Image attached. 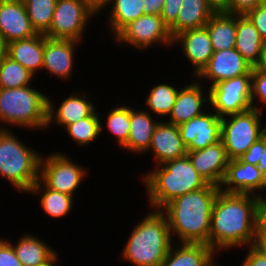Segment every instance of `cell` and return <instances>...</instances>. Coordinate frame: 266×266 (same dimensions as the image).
<instances>
[{
  "mask_svg": "<svg viewBox=\"0 0 266 266\" xmlns=\"http://www.w3.org/2000/svg\"><path fill=\"white\" fill-rule=\"evenodd\" d=\"M259 200L260 197L251 194L219 191L212 208L209 234V246L219 256L236 247L242 250L254 246Z\"/></svg>",
  "mask_w": 266,
  "mask_h": 266,
  "instance_id": "cell-1",
  "label": "cell"
},
{
  "mask_svg": "<svg viewBox=\"0 0 266 266\" xmlns=\"http://www.w3.org/2000/svg\"><path fill=\"white\" fill-rule=\"evenodd\" d=\"M219 191L218 186L208 184L176 197L161 209L167 217L172 239L176 238L173 241L209 245L212 208Z\"/></svg>",
  "mask_w": 266,
  "mask_h": 266,
  "instance_id": "cell-2",
  "label": "cell"
},
{
  "mask_svg": "<svg viewBox=\"0 0 266 266\" xmlns=\"http://www.w3.org/2000/svg\"><path fill=\"white\" fill-rule=\"evenodd\" d=\"M148 210L133 226L120 251L122 261L134 266H160L174 243L165 214Z\"/></svg>",
  "mask_w": 266,
  "mask_h": 266,
  "instance_id": "cell-3",
  "label": "cell"
},
{
  "mask_svg": "<svg viewBox=\"0 0 266 266\" xmlns=\"http://www.w3.org/2000/svg\"><path fill=\"white\" fill-rule=\"evenodd\" d=\"M140 177L148 194V208L154 210H161L176 197L208 185L187 155L154 166L148 172L144 171Z\"/></svg>",
  "mask_w": 266,
  "mask_h": 266,
  "instance_id": "cell-4",
  "label": "cell"
},
{
  "mask_svg": "<svg viewBox=\"0 0 266 266\" xmlns=\"http://www.w3.org/2000/svg\"><path fill=\"white\" fill-rule=\"evenodd\" d=\"M35 86L0 88V129L45 131L48 95Z\"/></svg>",
  "mask_w": 266,
  "mask_h": 266,
  "instance_id": "cell-5",
  "label": "cell"
},
{
  "mask_svg": "<svg viewBox=\"0 0 266 266\" xmlns=\"http://www.w3.org/2000/svg\"><path fill=\"white\" fill-rule=\"evenodd\" d=\"M12 130L0 129V173L15 191L28 194L39 180L42 153L22 142Z\"/></svg>",
  "mask_w": 266,
  "mask_h": 266,
  "instance_id": "cell-6",
  "label": "cell"
},
{
  "mask_svg": "<svg viewBox=\"0 0 266 266\" xmlns=\"http://www.w3.org/2000/svg\"><path fill=\"white\" fill-rule=\"evenodd\" d=\"M264 113L250 110L221 118V140L229 160L238 159L249 147L266 133V123L262 124Z\"/></svg>",
  "mask_w": 266,
  "mask_h": 266,
  "instance_id": "cell-7",
  "label": "cell"
},
{
  "mask_svg": "<svg viewBox=\"0 0 266 266\" xmlns=\"http://www.w3.org/2000/svg\"><path fill=\"white\" fill-rule=\"evenodd\" d=\"M98 16L93 0H57L46 37L84 42L86 28Z\"/></svg>",
  "mask_w": 266,
  "mask_h": 266,
  "instance_id": "cell-8",
  "label": "cell"
},
{
  "mask_svg": "<svg viewBox=\"0 0 266 266\" xmlns=\"http://www.w3.org/2000/svg\"><path fill=\"white\" fill-rule=\"evenodd\" d=\"M71 158L61 151L48 153L47 156L42 152L39 179L52 190L75 196L90 169Z\"/></svg>",
  "mask_w": 266,
  "mask_h": 266,
  "instance_id": "cell-9",
  "label": "cell"
},
{
  "mask_svg": "<svg viewBox=\"0 0 266 266\" xmlns=\"http://www.w3.org/2000/svg\"><path fill=\"white\" fill-rule=\"evenodd\" d=\"M114 40V41H113ZM115 44L122 47H134L142 52L161 46L170 50L173 38L169 27L159 15L147 14L127 24L113 39Z\"/></svg>",
  "mask_w": 266,
  "mask_h": 266,
  "instance_id": "cell-10",
  "label": "cell"
},
{
  "mask_svg": "<svg viewBox=\"0 0 266 266\" xmlns=\"http://www.w3.org/2000/svg\"><path fill=\"white\" fill-rule=\"evenodd\" d=\"M209 89V108L220 118L252 108L251 74L220 81Z\"/></svg>",
  "mask_w": 266,
  "mask_h": 266,
  "instance_id": "cell-11",
  "label": "cell"
},
{
  "mask_svg": "<svg viewBox=\"0 0 266 266\" xmlns=\"http://www.w3.org/2000/svg\"><path fill=\"white\" fill-rule=\"evenodd\" d=\"M219 189L263 198L266 195V177L257 165L245 163L240 158L229 160Z\"/></svg>",
  "mask_w": 266,
  "mask_h": 266,
  "instance_id": "cell-12",
  "label": "cell"
},
{
  "mask_svg": "<svg viewBox=\"0 0 266 266\" xmlns=\"http://www.w3.org/2000/svg\"><path fill=\"white\" fill-rule=\"evenodd\" d=\"M70 93V95H66L60 104H57L59 105L57 107L52 100V96L48 95L47 130L53 124V126L56 124L64 129L67 125L89 117L95 110L98 109L97 106L94 105L96 103H93L90 98V95L92 94L88 91H83V89L80 91L78 88L77 91L75 90Z\"/></svg>",
  "mask_w": 266,
  "mask_h": 266,
  "instance_id": "cell-13",
  "label": "cell"
},
{
  "mask_svg": "<svg viewBox=\"0 0 266 266\" xmlns=\"http://www.w3.org/2000/svg\"><path fill=\"white\" fill-rule=\"evenodd\" d=\"M252 68L253 66L235 48L214 51L208 64L196 78L206 87L209 84V88L220 81L252 74Z\"/></svg>",
  "mask_w": 266,
  "mask_h": 266,
  "instance_id": "cell-14",
  "label": "cell"
},
{
  "mask_svg": "<svg viewBox=\"0 0 266 266\" xmlns=\"http://www.w3.org/2000/svg\"><path fill=\"white\" fill-rule=\"evenodd\" d=\"M187 151L206 148L221 140V118L210 108L199 116L179 125Z\"/></svg>",
  "mask_w": 266,
  "mask_h": 266,
  "instance_id": "cell-15",
  "label": "cell"
},
{
  "mask_svg": "<svg viewBox=\"0 0 266 266\" xmlns=\"http://www.w3.org/2000/svg\"><path fill=\"white\" fill-rule=\"evenodd\" d=\"M188 81V84L179 87L176 101L169 116L165 119L168 123L179 126L201 115L209 108V89L197 78ZM205 89V90H204Z\"/></svg>",
  "mask_w": 266,
  "mask_h": 266,
  "instance_id": "cell-16",
  "label": "cell"
},
{
  "mask_svg": "<svg viewBox=\"0 0 266 266\" xmlns=\"http://www.w3.org/2000/svg\"><path fill=\"white\" fill-rule=\"evenodd\" d=\"M81 42L70 39H52L44 35V55L42 72L61 80H71L77 54L75 51ZM77 48V49H76ZM75 57V58H74Z\"/></svg>",
  "mask_w": 266,
  "mask_h": 266,
  "instance_id": "cell-17",
  "label": "cell"
},
{
  "mask_svg": "<svg viewBox=\"0 0 266 266\" xmlns=\"http://www.w3.org/2000/svg\"><path fill=\"white\" fill-rule=\"evenodd\" d=\"M179 45V46H178ZM178 46L181 54L190 63L193 72L192 77L196 78L206 67L213 54L212 42L207 28L200 27L184 31L173 38L172 47Z\"/></svg>",
  "mask_w": 266,
  "mask_h": 266,
  "instance_id": "cell-18",
  "label": "cell"
},
{
  "mask_svg": "<svg viewBox=\"0 0 266 266\" xmlns=\"http://www.w3.org/2000/svg\"><path fill=\"white\" fill-rule=\"evenodd\" d=\"M153 156L154 166L163 165L187 155V149L182 142L179 126L160 120L152 135L149 149L143 154Z\"/></svg>",
  "mask_w": 266,
  "mask_h": 266,
  "instance_id": "cell-19",
  "label": "cell"
},
{
  "mask_svg": "<svg viewBox=\"0 0 266 266\" xmlns=\"http://www.w3.org/2000/svg\"><path fill=\"white\" fill-rule=\"evenodd\" d=\"M187 156L208 184L220 186L229 162L222 140L203 149L187 151Z\"/></svg>",
  "mask_w": 266,
  "mask_h": 266,
  "instance_id": "cell-20",
  "label": "cell"
},
{
  "mask_svg": "<svg viewBox=\"0 0 266 266\" xmlns=\"http://www.w3.org/2000/svg\"><path fill=\"white\" fill-rule=\"evenodd\" d=\"M0 34L7 44L37 35L24 3L0 0Z\"/></svg>",
  "mask_w": 266,
  "mask_h": 266,
  "instance_id": "cell-21",
  "label": "cell"
},
{
  "mask_svg": "<svg viewBox=\"0 0 266 266\" xmlns=\"http://www.w3.org/2000/svg\"><path fill=\"white\" fill-rule=\"evenodd\" d=\"M144 109L130 107V132L127 142L120 148L130 154H144L151 144L152 135L160 119Z\"/></svg>",
  "mask_w": 266,
  "mask_h": 266,
  "instance_id": "cell-22",
  "label": "cell"
},
{
  "mask_svg": "<svg viewBox=\"0 0 266 266\" xmlns=\"http://www.w3.org/2000/svg\"><path fill=\"white\" fill-rule=\"evenodd\" d=\"M216 257L207 244L174 242L160 266H208Z\"/></svg>",
  "mask_w": 266,
  "mask_h": 266,
  "instance_id": "cell-23",
  "label": "cell"
},
{
  "mask_svg": "<svg viewBox=\"0 0 266 266\" xmlns=\"http://www.w3.org/2000/svg\"><path fill=\"white\" fill-rule=\"evenodd\" d=\"M143 5L144 0H106L98 8V15L102 14L103 9H109L106 12V28L114 38L127 24L144 15Z\"/></svg>",
  "mask_w": 266,
  "mask_h": 266,
  "instance_id": "cell-24",
  "label": "cell"
},
{
  "mask_svg": "<svg viewBox=\"0 0 266 266\" xmlns=\"http://www.w3.org/2000/svg\"><path fill=\"white\" fill-rule=\"evenodd\" d=\"M44 35L13 41L8 44L7 56L18 62L35 77L43 68Z\"/></svg>",
  "mask_w": 266,
  "mask_h": 266,
  "instance_id": "cell-25",
  "label": "cell"
},
{
  "mask_svg": "<svg viewBox=\"0 0 266 266\" xmlns=\"http://www.w3.org/2000/svg\"><path fill=\"white\" fill-rule=\"evenodd\" d=\"M24 235V236H23ZM37 234L25 233L15 243L6 239L12 246L17 258L24 266H40L48 262L57 252ZM19 239V240H18Z\"/></svg>",
  "mask_w": 266,
  "mask_h": 266,
  "instance_id": "cell-26",
  "label": "cell"
},
{
  "mask_svg": "<svg viewBox=\"0 0 266 266\" xmlns=\"http://www.w3.org/2000/svg\"><path fill=\"white\" fill-rule=\"evenodd\" d=\"M176 22L169 28L172 38L195 28L204 27L216 13L207 0H182Z\"/></svg>",
  "mask_w": 266,
  "mask_h": 266,
  "instance_id": "cell-27",
  "label": "cell"
},
{
  "mask_svg": "<svg viewBox=\"0 0 266 266\" xmlns=\"http://www.w3.org/2000/svg\"><path fill=\"white\" fill-rule=\"evenodd\" d=\"M264 40L246 15H236L235 49L253 67L259 62Z\"/></svg>",
  "mask_w": 266,
  "mask_h": 266,
  "instance_id": "cell-28",
  "label": "cell"
},
{
  "mask_svg": "<svg viewBox=\"0 0 266 266\" xmlns=\"http://www.w3.org/2000/svg\"><path fill=\"white\" fill-rule=\"evenodd\" d=\"M29 194L40 196L38 203L42 212L52 219H62L74 208V196L48 188L40 179L31 187Z\"/></svg>",
  "mask_w": 266,
  "mask_h": 266,
  "instance_id": "cell-29",
  "label": "cell"
},
{
  "mask_svg": "<svg viewBox=\"0 0 266 266\" xmlns=\"http://www.w3.org/2000/svg\"><path fill=\"white\" fill-rule=\"evenodd\" d=\"M210 35L213 51L235 48L236 15L216 12L205 25Z\"/></svg>",
  "mask_w": 266,
  "mask_h": 266,
  "instance_id": "cell-30",
  "label": "cell"
},
{
  "mask_svg": "<svg viewBox=\"0 0 266 266\" xmlns=\"http://www.w3.org/2000/svg\"><path fill=\"white\" fill-rule=\"evenodd\" d=\"M179 87L169 82L157 83L149 91L144 99L145 110L158 119H166L176 101Z\"/></svg>",
  "mask_w": 266,
  "mask_h": 266,
  "instance_id": "cell-31",
  "label": "cell"
},
{
  "mask_svg": "<svg viewBox=\"0 0 266 266\" xmlns=\"http://www.w3.org/2000/svg\"><path fill=\"white\" fill-rule=\"evenodd\" d=\"M100 115V133L104 132L105 134L107 130V132L109 133L108 136H110L111 133V136L113 137V139H115L113 141H115V144H117V146L121 148L129 138L130 106H127V104H120L118 106L117 104L116 106L114 105V107L112 106L108 110L105 119L102 114ZM102 118L104 119V121H102Z\"/></svg>",
  "mask_w": 266,
  "mask_h": 266,
  "instance_id": "cell-32",
  "label": "cell"
},
{
  "mask_svg": "<svg viewBox=\"0 0 266 266\" xmlns=\"http://www.w3.org/2000/svg\"><path fill=\"white\" fill-rule=\"evenodd\" d=\"M99 111H94L89 117L81 119L75 123L67 125L63 130L68 134L71 141L73 140L74 144L80 147L87 148L100 139V113Z\"/></svg>",
  "mask_w": 266,
  "mask_h": 266,
  "instance_id": "cell-33",
  "label": "cell"
},
{
  "mask_svg": "<svg viewBox=\"0 0 266 266\" xmlns=\"http://www.w3.org/2000/svg\"><path fill=\"white\" fill-rule=\"evenodd\" d=\"M35 76L18 62L5 56L0 62V88H19L32 85Z\"/></svg>",
  "mask_w": 266,
  "mask_h": 266,
  "instance_id": "cell-34",
  "label": "cell"
},
{
  "mask_svg": "<svg viewBox=\"0 0 266 266\" xmlns=\"http://www.w3.org/2000/svg\"><path fill=\"white\" fill-rule=\"evenodd\" d=\"M57 0H27L24 4L31 25L37 34L45 35L50 28Z\"/></svg>",
  "mask_w": 266,
  "mask_h": 266,
  "instance_id": "cell-35",
  "label": "cell"
},
{
  "mask_svg": "<svg viewBox=\"0 0 266 266\" xmlns=\"http://www.w3.org/2000/svg\"><path fill=\"white\" fill-rule=\"evenodd\" d=\"M251 104L254 109L266 111V73L255 67L251 74Z\"/></svg>",
  "mask_w": 266,
  "mask_h": 266,
  "instance_id": "cell-36",
  "label": "cell"
},
{
  "mask_svg": "<svg viewBox=\"0 0 266 266\" xmlns=\"http://www.w3.org/2000/svg\"><path fill=\"white\" fill-rule=\"evenodd\" d=\"M246 16L250 19L254 27L260 33L262 39L266 42V6L264 4L259 5L249 11Z\"/></svg>",
  "mask_w": 266,
  "mask_h": 266,
  "instance_id": "cell-37",
  "label": "cell"
},
{
  "mask_svg": "<svg viewBox=\"0 0 266 266\" xmlns=\"http://www.w3.org/2000/svg\"><path fill=\"white\" fill-rule=\"evenodd\" d=\"M0 266H24L17 258L13 246L3 237L0 238Z\"/></svg>",
  "mask_w": 266,
  "mask_h": 266,
  "instance_id": "cell-38",
  "label": "cell"
},
{
  "mask_svg": "<svg viewBox=\"0 0 266 266\" xmlns=\"http://www.w3.org/2000/svg\"><path fill=\"white\" fill-rule=\"evenodd\" d=\"M255 240H266V202L262 198L256 208Z\"/></svg>",
  "mask_w": 266,
  "mask_h": 266,
  "instance_id": "cell-39",
  "label": "cell"
},
{
  "mask_svg": "<svg viewBox=\"0 0 266 266\" xmlns=\"http://www.w3.org/2000/svg\"><path fill=\"white\" fill-rule=\"evenodd\" d=\"M182 0H165L161 12V18L170 28L177 20Z\"/></svg>",
  "mask_w": 266,
  "mask_h": 266,
  "instance_id": "cell-40",
  "label": "cell"
},
{
  "mask_svg": "<svg viewBox=\"0 0 266 266\" xmlns=\"http://www.w3.org/2000/svg\"><path fill=\"white\" fill-rule=\"evenodd\" d=\"M266 145V133L254 142L248 149L246 153H244L240 159L248 164L258 165L259 159L261 158V153L263 147Z\"/></svg>",
  "mask_w": 266,
  "mask_h": 266,
  "instance_id": "cell-41",
  "label": "cell"
},
{
  "mask_svg": "<svg viewBox=\"0 0 266 266\" xmlns=\"http://www.w3.org/2000/svg\"><path fill=\"white\" fill-rule=\"evenodd\" d=\"M263 4V0H230L229 13L246 15L249 11Z\"/></svg>",
  "mask_w": 266,
  "mask_h": 266,
  "instance_id": "cell-42",
  "label": "cell"
},
{
  "mask_svg": "<svg viewBox=\"0 0 266 266\" xmlns=\"http://www.w3.org/2000/svg\"><path fill=\"white\" fill-rule=\"evenodd\" d=\"M245 251L240 266H266V257L255 246H248Z\"/></svg>",
  "mask_w": 266,
  "mask_h": 266,
  "instance_id": "cell-43",
  "label": "cell"
},
{
  "mask_svg": "<svg viewBox=\"0 0 266 266\" xmlns=\"http://www.w3.org/2000/svg\"><path fill=\"white\" fill-rule=\"evenodd\" d=\"M165 0H144V15L155 14L161 15Z\"/></svg>",
  "mask_w": 266,
  "mask_h": 266,
  "instance_id": "cell-44",
  "label": "cell"
},
{
  "mask_svg": "<svg viewBox=\"0 0 266 266\" xmlns=\"http://www.w3.org/2000/svg\"><path fill=\"white\" fill-rule=\"evenodd\" d=\"M207 2L215 12L229 13L230 0H207Z\"/></svg>",
  "mask_w": 266,
  "mask_h": 266,
  "instance_id": "cell-45",
  "label": "cell"
},
{
  "mask_svg": "<svg viewBox=\"0 0 266 266\" xmlns=\"http://www.w3.org/2000/svg\"><path fill=\"white\" fill-rule=\"evenodd\" d=\"M258 71H263L266 73V42H264L261 50V57L259 62L255 65Z\"/></svg>",
  "mask_w": 266,
  "mask_h": 266,
  "instance_id": "cell-46",
  "label": "cell"
},
{
  "mask_svg": "<svg viewBox=\"0 0 266 266\" xmlns=\"http://www.w3.org/2000/svg\"><path fill=\"white\" fill-rule=\"evenodd\" d=\"M261 158L259 159L258 167L266 177V145L263 147Z\"/></svg>",
  "mask_w": 266,
  "mask_h": 266,
  "instance_id": "cell-47",
  "label": "cell"
},
{
  "mask_svg": "<svg viewBox=\"0 0 266 266\" xmlns=\"http://www.w3.org/2000/svg\"><path fill=\"white\" fill-rule=\"evenodd\" d=\"M8 44L0 34V62L7 56Z\"/></svg>",
  "mask_w": 266,
  "mask_h": 266,
  "instance_id": "cell-48",
  "label": "cell"
},
{
  "mask_svg": "<svg viewBox=\"0 0 266 266\" xmlns=\"http://www.w3.org/2000/svg\"><path fill=\"white\" fill-rule=\"evenodd\" d=\"M254 246L266 257V240H255Z\"/></svg>",
  "mask_w": 266,
  "mask_h": 266,
  "instance_id": "cell-49",
  "label": "cell"
},
{
  "mask_svg": "<svg viewBox=\"0 0 266 266\" xmlns=\"http://www.w3.org/2000/svg\"><path fill=\"white\" fill-rule=\"evenodd\" d=\"M59 257H60V255L57 252L48 262H46L45 264L40 265V266H61L59 264V262H60V258Z\"/></svg>",
  "mask_w": 266,
  "mask_h": 266,
  "instance_id": "cell-50",
  "label": "cell"
},
{
  "mask_svg": "<svg viewBox=\"0 0 266 266\" xmlns=\"http://www.w3.org/2000/svg\"><path fill=\"white\" fill-rule=\"evenodd\" d=\"M106 0H93L94 5L99 8Z\"/></svg>",
  "mask_w": 266,
  "mask_h": 266,
  "instance_id": "cell-51",
  "label": "cell"
},
{
  "mask_svg": "<svg viewBox=\"0 0 266 266\" xmlns=\"http://www.w3.org/2000/svg\"><path fill=\"white\" fill-rule=\"evenodd\" d=\"M208 266H221V265H219V264L217 265V261H216V259H214Z\"/></svg>",
  "mask_w": 266,
  "mask_h": 266,
  "instance_id": "cell-52",
  "label": "cell"
},
{
  "mask_svg": "<svg viewBox=\"0 0 266 266\" xmlns=\"http://www.w3.org/2000/svg\"><path fill=\"white\" fill-rule=\"evenodd\" d=\"M10 1H15V2H19V3H25L27 0H10Z\"/></svg>",
  "mask_w": 266,
  "mask_h": 266,
  "instance_id": "cell-53",
  "label": "cell"
},
{
  "mask_svg": "<svg viewBox=\"0 0 266 266\" xmlns=\"http://www.w3.org/2000/svg\"><path fill=\"white\" fill-rule=\"evenodd\" d=\"M265 202H266V195L265 196H263V198H262Z\"/></svg>",
  "mask_w": 266,
  "mask_h": 266,
  "instance_id": "cell-54",
  "label": "cell"
}]
</instances>
